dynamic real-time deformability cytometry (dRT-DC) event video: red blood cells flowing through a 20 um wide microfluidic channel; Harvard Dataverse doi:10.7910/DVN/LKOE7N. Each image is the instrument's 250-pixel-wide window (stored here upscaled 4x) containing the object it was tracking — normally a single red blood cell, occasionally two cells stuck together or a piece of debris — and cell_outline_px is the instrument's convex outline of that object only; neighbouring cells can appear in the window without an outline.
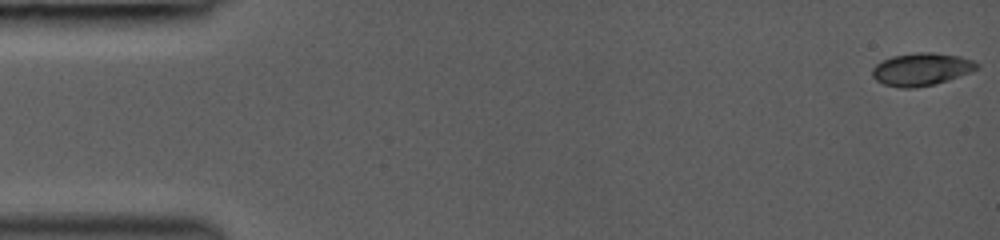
{"species": "common noctule bat (a hibernating species)", "species_latin": "Nyctalus noctula", "temperature_condition": "room temperature", "stored_images_in_passage": 43, "camera_frame_rate_fps": 3000, "um_per_image_px": 0.085, "animal": {"sex": "female", "body_mass_g": 19.0, "forearm_length_mm": 53.3}, "frame": {"image": 1, "passage_image": 1, "time_ms": 0.0, "image_size_px": [1000, 240], "cell_outline_px": [[980, 68], [972, 72], [936, 84], [916, 88], [900, 88], [884, 84], [876, 80], [872, 76], [872, 68], [876, 64], [892, 56], [916, 52], [932, 52], [960, 56], [972, 60], [980, 64]], "centroid_in_image_um": [78.35, 5.89], "position_along_channel_um": 6.7, "area_um2": 20.11}}
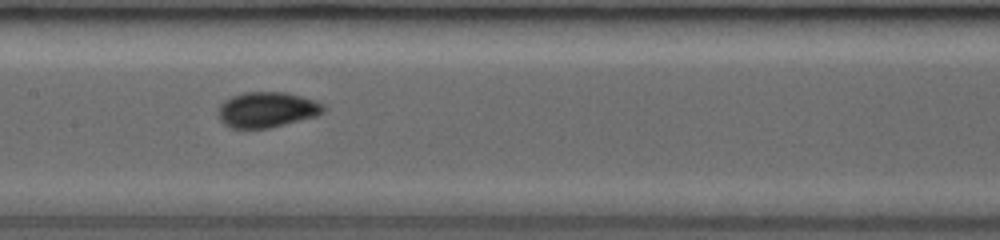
{"frame": {"image": 2, "passage_image": 25, "time_ms": 7.667, "image_size_px": [1000, 240], "cell_outline_px": [[328, 108], [324, 112], [316, 116], [268, 128], [232, 128], [224, 124], [220, 120], [220, 104], [224, 100], [232, 96], [244, 92], [288, 92], [316, 100], [324, 104]], "centroid_in_image_um": [22.74, 9.31], "position_along_channel_um": 184.7, "area_um2": 21.79}}
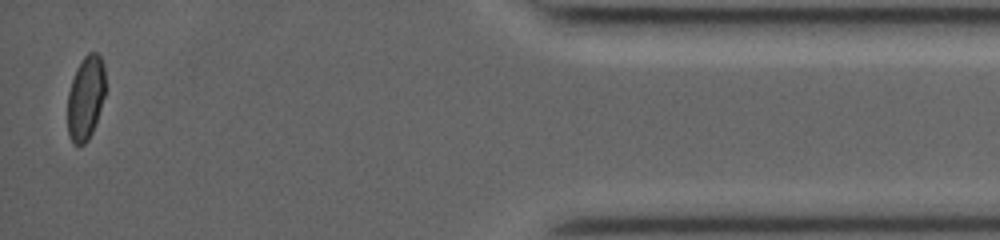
{"frame": {"image": 3, "passage_image": 43, "time_ms": 14.667, "image_size_px": [1000, 240], "cell_outline_px": [[104, 96], [92, 132], [88, 140], [84, 144], [72, 144], [68, 136], [68, 92], [76, 68], [80, 60], [88, 52], [96, 52], [100, 56], [104, 64]], "centroid_in_image_um": [7.26, 8.3], "position_along_channel_um": 427.9, "area_um2": 18.44}, "authors_computed_cell_mechanics": {"area_um2": 20.1722, "velocity_mm_per_s": 4.2604, "shape_relaxation_time_tau1_ms": 6.1598, "shape_relaxation_time_tau2_ms": null, "deformation_change_tau1": 0.123, "deformation_change_tau2": null}}